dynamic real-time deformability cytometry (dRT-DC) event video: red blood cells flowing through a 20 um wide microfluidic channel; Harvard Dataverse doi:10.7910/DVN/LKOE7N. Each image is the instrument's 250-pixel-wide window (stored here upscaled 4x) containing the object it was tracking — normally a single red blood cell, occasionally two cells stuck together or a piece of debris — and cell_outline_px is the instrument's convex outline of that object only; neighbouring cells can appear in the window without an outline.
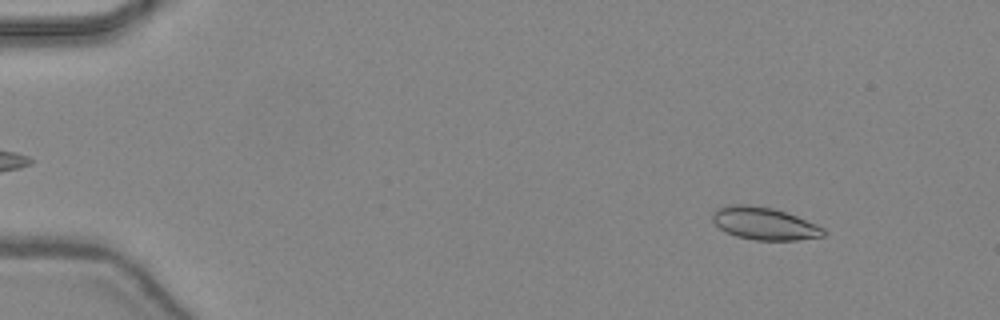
{"species": "common noctule bat (a hibernating species)", "species_latin": "Nyctalus noctula", "temperature_condition": "warm", "stored_images_in_passage": 43, "camera_frame_rate_fps": 3000, "um_per_image_px": 0.085, "animal": {"sex": "female", "body_mass_g": 24.6, "forearm_length_mm": 56.2}, "frame": {"image": 1, "passage_image": 2, "time_ms": 0.333, "image_size_px": [1000, 320], "cell_outline_px": [[824, 236], [796, 240], [752, 240], [736, 236], [724, 232], [712, 220], [712, 212], [716, 208], [732, 204], [748, 204], [772, 208], [796, 216], [816, 224], [824, 228]], "centroid_in_image_um": [64.92, 19.0], "position_along_channel_um": 20.1, "area_um2": 21.04}}
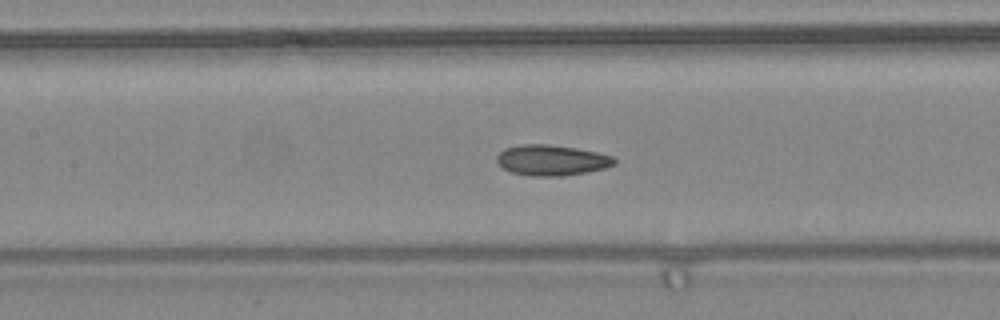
{"frame": {"image": 2, "passage_image": 19, "time_ms": 6.0, "image_size_px": [1000, 320], "cell_outline_px": [[616, 164], [604, 168], [588, 172], [560, 176], [528, 176], [512, 172], [504, 168], [496, 160], [496, 156], [504, 148], [524, 144], [548, 144], [576, 148], [596, 152], [612, 156], [616, 160]], "centroid_in_image_um": [46.89, 13.62], "position_along_channel_um": 160.5, "area_um2": 20.92}}
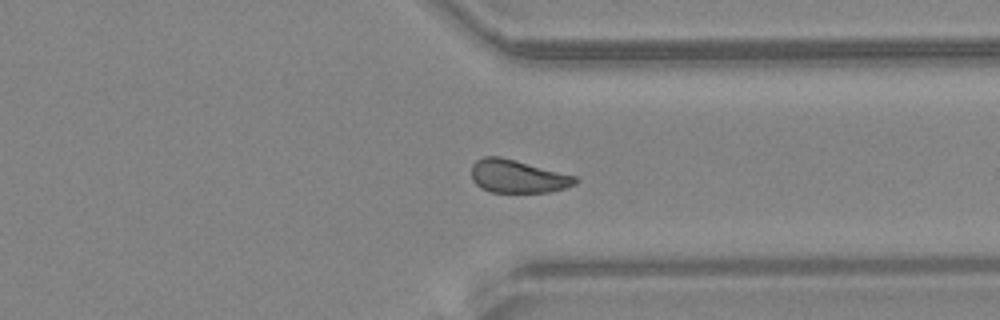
{"frame": {"image": 3, "passage_image": 33, "time_ms": 10.667, "image_size_px": [1000, 320], "cell_outline_px": [[580, 180], [576, 184], [564, 188], [548, 192], [488, 192], [480, 188], [472, 180], [472, 164], [476, 160], [484, 156], [500, 156], [576, 176]], "centroid_in_image_um": [43.98, 14.99], "position_along_channel_um": 367.4, "area_um2": 20.06}, "authors_computed_cell_mechanics": {"area_um2": 20.808, "velocity_mm_per_s": 4.4411, "shape_relaxation_time_tau1_ms": 7.9724, "shape_relaxation_time_tau2_ms": 1.9714, "deformation_change_tau1": 0.1443, "deformation_change_tau2": 0.0569}}